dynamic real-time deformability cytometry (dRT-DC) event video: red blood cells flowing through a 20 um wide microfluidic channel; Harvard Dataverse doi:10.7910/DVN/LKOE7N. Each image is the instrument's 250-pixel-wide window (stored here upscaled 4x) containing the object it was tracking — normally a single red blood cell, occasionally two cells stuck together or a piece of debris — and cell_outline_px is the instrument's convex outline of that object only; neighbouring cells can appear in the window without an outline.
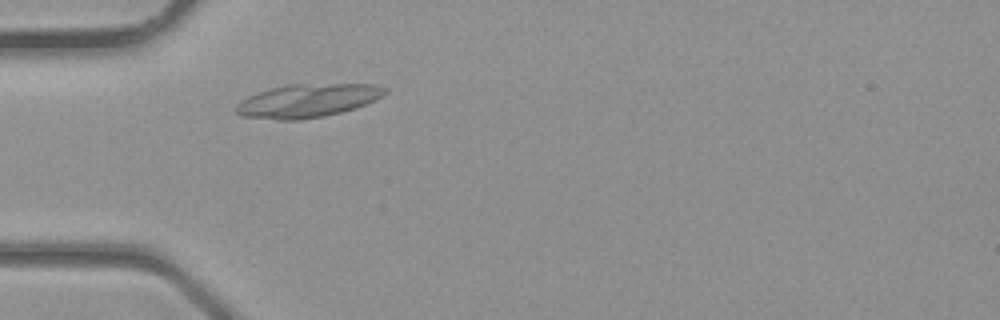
{"species": "common noctule bat (a hibernating species)", "species_latin": "Nyctalus noctula", "temperature_condition": "room temperature", "stored_images_in_passage": 27, "camera_frame_rate_fps": 3000, "um_per_image_px": 0.085, "animal": {"sex": "male", "body_mass_g": 23.1, "forearm_length_mm": 52.7}, "frame": {"image": 1, "passage_image": 1, "time_ms": 0.0, "image_size_px": [1000, 320], "cell_outline_px": [[388, 92], [376, 100], [356, 108], [324, 116], [300, 120], [276, 120], [240, 116], [236, 112], [236, 104], [240, 100], [256, 92], [288, 84], [376, 84], [388, 88]], "centroid_in_image_um": [26.14, 8.56], "position_along_channel_um": 58.9, "area_um2": 29.25}}
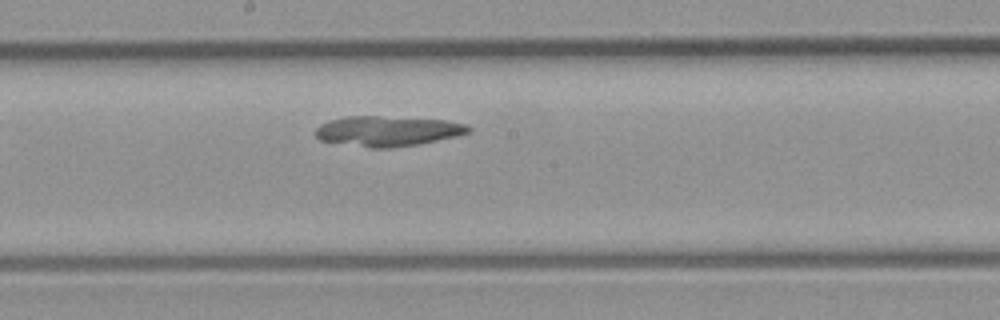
{"frame": {"image": 2, "passage_image": 10, "time_ms": 3.0, "image_size_px": [1000, 320], "cell_outline_px": [[472, 128], [468, 132], [456, 136], [420, 144], [388, 148], [372, 148], [320, 140], [316, 136], [316, 128], [320, 124], [328, 120], [344, 116], [380, 116], [448, 120], [468, 124]], "centroid_in_image_um": [32.96, 11.13], "position_along_channel_um": 215.2, "area_um2": 26.99}}
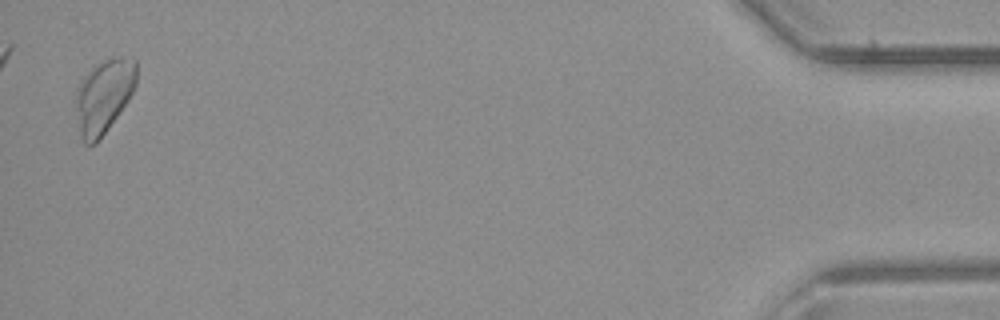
{"frame": {"image": 3, "passage_image": 27, "time_ms": 8.667, "image_size_px": [1000, 320], "cell_outline_px": [[136, 84], [128, 100], [108, 128], [96, 144], [84, 144], [80, 136], [76, 108], [76, 92], [80, 80], [96, 64], [104, 60], [116, 56], [120, 56], [136, 60]], "centroid_in_image_um": [8.82, 8.16], "position_along_channel_um": 426.4, "area_um2": 25.89}}